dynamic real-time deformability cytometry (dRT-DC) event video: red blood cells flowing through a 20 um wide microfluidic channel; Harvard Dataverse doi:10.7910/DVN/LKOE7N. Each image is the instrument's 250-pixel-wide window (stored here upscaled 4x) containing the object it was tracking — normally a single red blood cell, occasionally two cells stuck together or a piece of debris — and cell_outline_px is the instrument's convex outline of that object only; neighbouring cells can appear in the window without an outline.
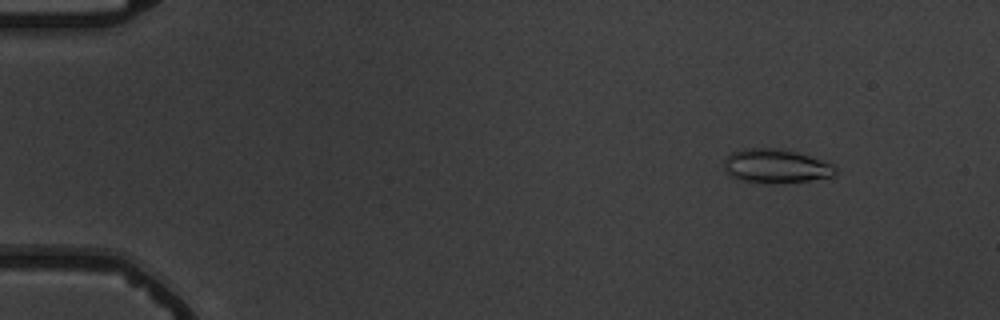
{"species": "common noctule bat (a hibernating species)", "species_latin": "Nyctalus noctula", "temperature_condition": "warm", "stored_images_in_passage": 5, "camera_frame_rate_fps": 3000, "um_per_image_px": 0.085, "animal": {"sex": "male", "body_mass_g": 19.5, "forearm_length_mm": 54.6}, "frame": {"image": 1, "passage_image": 2, "time_ms": 1.0, "image_size_px": [1000, 320], "cell_outline_px": [[836, 172], [832, 176], [808, 180], [736, 180], [724, 168], [724, 160], [732, 152], [744, 148], [776, 148], [796, 152], [832, 164], [836, 168]], "centroid_in_image_um": [65.91, 14.06], "position_along_channel_um": 19.1, "area_um2": 20.81}}
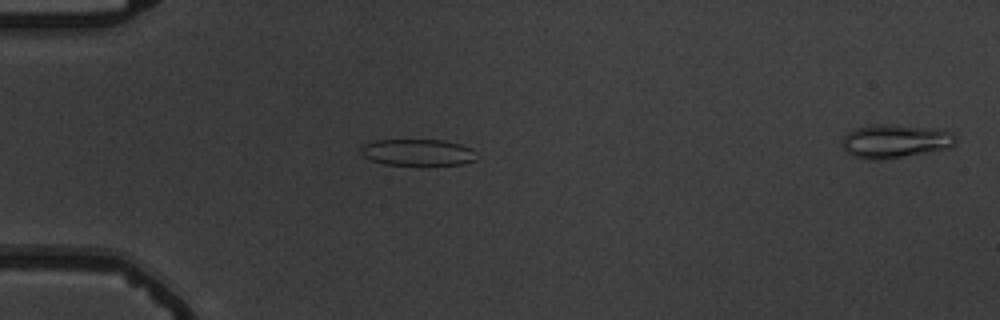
{"frame": {"image": 2, "passage_image": 4, "time_ms": 4.333, "image_size_px": [1000, 320], "cell_outline_px": [[476, 160], [464, 164], [424, 168], [384, 164], [372, 160], [364, 156], [360, 152], [360, 148], [364, 144], [372, 140], [444, 140], [460, 144], [472, 148]], "centroid_in_image_um": [35.52, 13.0], "position_along_channel_um": 49.5, "area_um2": 18.84}}